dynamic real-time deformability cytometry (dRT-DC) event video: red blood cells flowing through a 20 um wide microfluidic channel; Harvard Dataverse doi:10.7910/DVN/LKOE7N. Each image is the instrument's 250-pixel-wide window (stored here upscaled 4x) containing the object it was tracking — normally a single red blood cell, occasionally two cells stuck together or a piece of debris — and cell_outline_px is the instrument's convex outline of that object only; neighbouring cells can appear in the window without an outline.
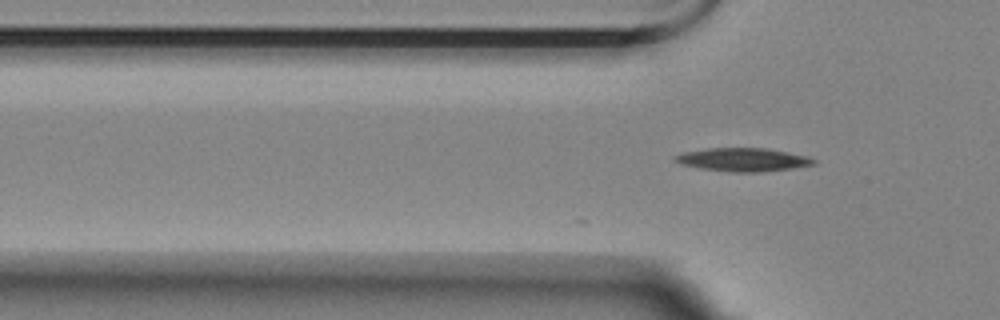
{"species": "Egyptian fruit bat (a non-hibernating species)", "species_latin": "Rousettus aegyptiacus", "temperature_condition": "room temperature", "stored_images_in_passage": 2, "camera_frame_rate_fps": 3000, "um_per_image_px": 0.085, "animal": {"sex": "female"}, "frame": {"image": 1, "passage_image": 2, "time_ms": 0.333, "image_size_px": [1000, 320], "cell_outline_px": [[816, 164], [792, 168], [760, 172], [732, 172], [700, 168], [680, 164], [672, 160], [672, 156], [684, 152], [708, 148], [768, 148], [804, 156], [816, 160]], "centroid_in_image_um": [63.09, 13.57], "position_along_channel_um": 62.7, "area_um2": 18.79}}